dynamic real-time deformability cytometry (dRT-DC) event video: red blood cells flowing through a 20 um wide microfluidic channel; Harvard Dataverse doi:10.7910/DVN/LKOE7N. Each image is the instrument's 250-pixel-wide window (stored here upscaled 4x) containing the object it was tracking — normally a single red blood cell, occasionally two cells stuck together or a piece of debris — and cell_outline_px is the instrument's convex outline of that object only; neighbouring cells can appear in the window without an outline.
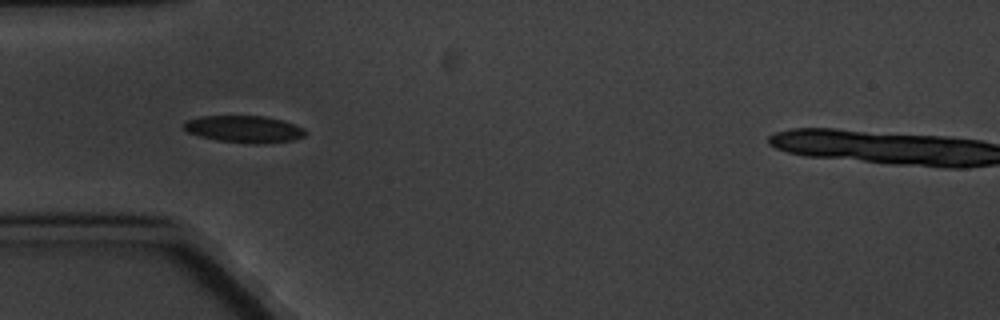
{"species": "common noctule bat (a hibernating species)", "species_latin": "Nyctalus noctula", "temperature_condition": "cold", "stored_images_in_passage": 7, "camera_frame_rate_fps": 3000, "um_per_image_px": 0.085, "animal": {"sex": "male", "body_mass_g": 20.1, "forearm_length_mm": 53.5}, "frame": {"image": 1, "passage_image": 5, "time_ms": 4.667, "image_size_px": [1000, 320], "cell_outline_px": [[308, 132], [304, 136], [292, 140], [260, 144], [252, 144], [220, 140], [200, 136], [188, 132], [184, 128], [184, 124], [188, 120], [200, 116], [264, 116], [280, 120], [304, 128]], "centroid_in_image_um": [20.78, 10.97], "position_along_channel_um": 64.2, "area_um2": 18.84}}